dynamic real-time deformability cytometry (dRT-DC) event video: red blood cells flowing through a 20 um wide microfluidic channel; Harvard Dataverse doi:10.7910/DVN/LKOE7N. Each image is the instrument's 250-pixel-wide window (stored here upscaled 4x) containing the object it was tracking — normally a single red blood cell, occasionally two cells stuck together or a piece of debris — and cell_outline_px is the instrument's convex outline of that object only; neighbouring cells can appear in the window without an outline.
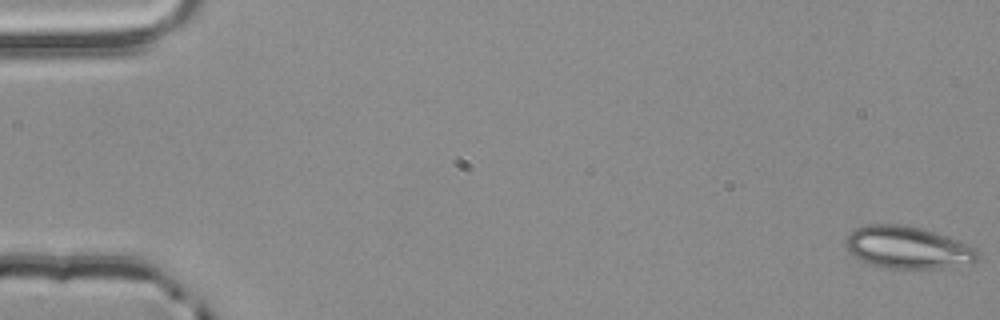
{"species": "common noctule bat (a hibernating species)", "species_latin": "Nyctalus noctula", "temperature_condition": "room temperature", "stored_images_in_passage": 56, "camera_frame_rate_fps": 3000, "um_per_image_px": 0.085, "animal": {"sex": "male", "body_mass_g": 20.4}, "frame": {"image": 1, "passage_image": 1, "time_ms": 0.0, "image_size_px": [1000, 320], "cell_outline_px": [[980, 260], [972, 264], [940, 268], [884, 268], [860, 260], [852, 256], [848, 252], [844, 244], [848, 236], [856, 228], [872, 224], [900, 224], [920, 228], [944, 236], [976, 248], [980, 252]], "centroid_in_image_um": [77.16, 21.06], "position_along_channel_um": 7.8, "area_um2": 32.43}}
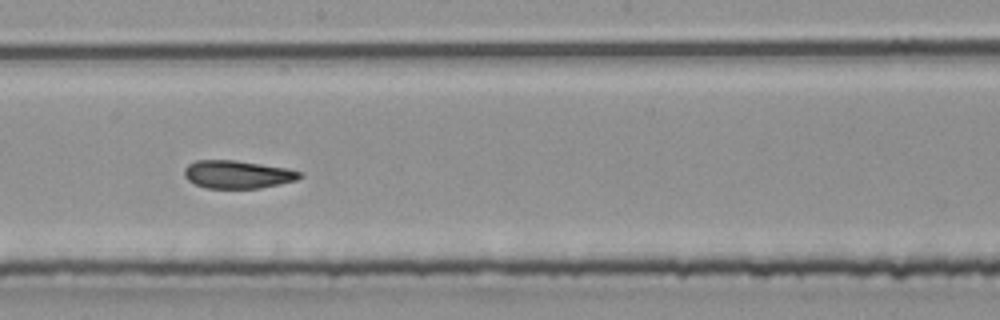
{"frame": {"image": 2, "passage_image": 31, "time_ms": 10.0, "image_size_px": [1000, 320], "cell_outline_px": [[304, 176], [296, 180], [280, 184], [260, 188], [204, 188], [188, 180], [184, 176], [184, 168], [188, 164], [196, 160], [236, 160], [288, 168], [300, 172]], "centroid_in_image_um": [20.19, 14.82], "position_along_channel_um": 228.0, "area_um2": 18.9}}
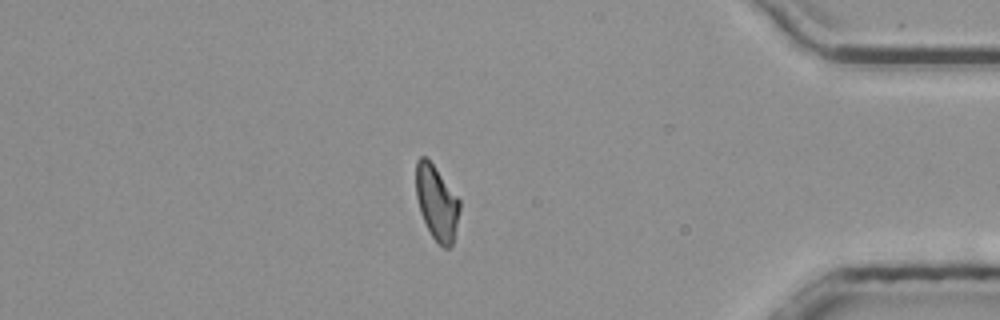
{"frame": {"image": 3, "passage_image": 47, "time_ms": 15.333, "image_size_px": [1000, 320], "cell_outline_px": [[460, 208], [452, 244], [448, 248], [444, 248], [432, 236], [420, 212], [416, 196], [416, 160], [420, 156], [424, 156], [432, 164], [460, 200]], "centroid_in_image_um": [37.1, 17.22], "position_along_channel_um": 398.1, "area_um2": 18.5}}